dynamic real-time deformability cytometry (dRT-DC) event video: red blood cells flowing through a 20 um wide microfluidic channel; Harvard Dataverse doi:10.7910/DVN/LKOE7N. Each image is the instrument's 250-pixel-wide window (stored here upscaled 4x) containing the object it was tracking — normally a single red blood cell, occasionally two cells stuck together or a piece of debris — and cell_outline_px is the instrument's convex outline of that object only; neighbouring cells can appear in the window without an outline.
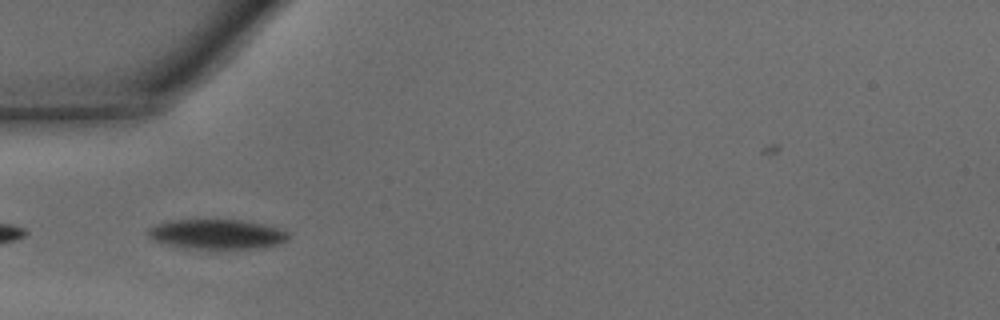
{"species": "common noctule bat (a hibernating species)", "species_latin": "Nyctalus noctula", "temperature_condition": "warm", "stored_images_in_passage": 4, "camera_frame_rate_fps": 3000, "um_per_image_px": 0.085, "animal": {"sex": "male", "body_mass_g": 15.6}, "frame": {"image": 1, "passage_image": 2, "time_ms": 0.333, "image_size_px": [1000, 320], "cell_outline_px": [[288, 240], [280, 244], [260, 248], [188, 248], [168, 244], [156, 240], [148, 236], [148, 228], [156, 224], [172, 220], [244, 220], [264, 224], [280, 228], [288, 232]], "centroid_in_image_um": [18.49, 19.89], "position_along_channel_um": 66.5, "area_um2": 24.16}}